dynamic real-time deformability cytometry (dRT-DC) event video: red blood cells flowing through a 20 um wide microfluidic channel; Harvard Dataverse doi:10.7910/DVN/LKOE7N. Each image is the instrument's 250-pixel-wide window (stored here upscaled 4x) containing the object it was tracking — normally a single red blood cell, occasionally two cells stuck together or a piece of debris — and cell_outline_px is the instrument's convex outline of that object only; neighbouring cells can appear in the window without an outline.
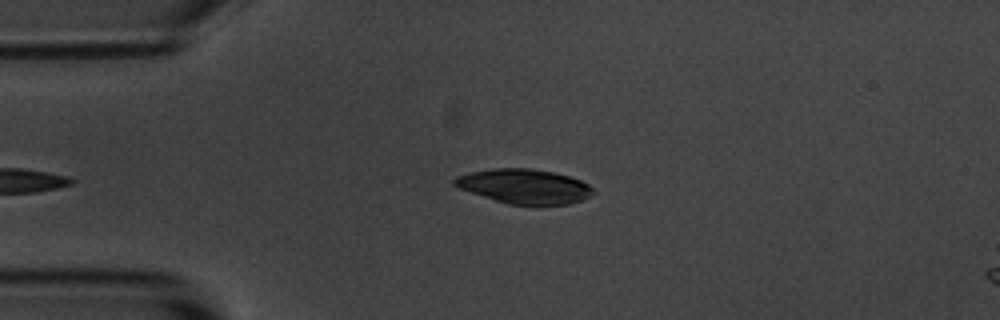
{"species": "common noctule bat (a hibernating species)", "species_latin": "Nyctalus noctula", "temperature_condition": "room temperature", "stored_images_in_passage": 5, "camera_frame_rate_fps": 3000, "um_per_image_px": 0.085, "animal": {"sex": "male", "body_mass_g": 20.1, "forearm_length_mm": 53.5}, "frame": {"image": 1, "passage_image": 5, "time_ms": 4.667, "image_size_px": [1000, 320], "cell_outline_px": [[596, 192], [580, 200], [568, 204], [508, 204], [460, 188], [452, 184], [452, 180], [456, 176], [472, 172], [492, 168], [528, 168], [552, 172], [568, 176], [580, 180], [588, 184]], "centroid_in_image_um": [44.56, 15.82], "position_along_channel_um": 40.4, "area_um2": 27.4}}